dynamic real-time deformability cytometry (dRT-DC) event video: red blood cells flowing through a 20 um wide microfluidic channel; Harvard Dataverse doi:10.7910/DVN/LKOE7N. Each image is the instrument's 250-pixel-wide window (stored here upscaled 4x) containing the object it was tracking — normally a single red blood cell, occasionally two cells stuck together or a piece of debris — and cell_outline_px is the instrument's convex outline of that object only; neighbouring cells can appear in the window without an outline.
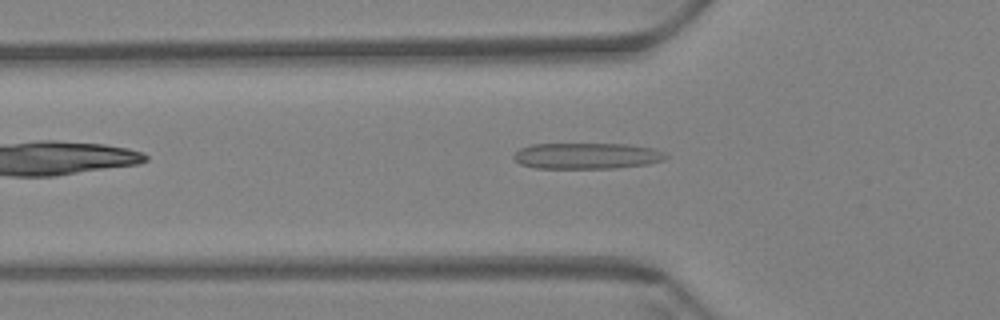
{"species": "Egyptian fruit bat (a non-hibernating species)", "species_latin": "Rousettus aegyptiacus", "temperature_condition": "warm", "stored_images_in_passage": 36, "camera_frame_rate_fps": 3000, "um_per_image_px": 0.085, "animal": {"sex": "female"}, "frame": {"image": 1, "passage_image": 3, "time_ms": 0.667, "image_size_px": [1000, 320], "cell_outline_px": [[668, 156], [664, 160], [648, 164], [616, 168], [536, 168], [520, 164], [512, 156], [520, 148], [532, 144], [628, 144], [652, 148], [664, 152]], "centroid_in_image_um": [49.89, 13.25], "position_along_channel_um": 75.9, "area_um2": 23.12}}
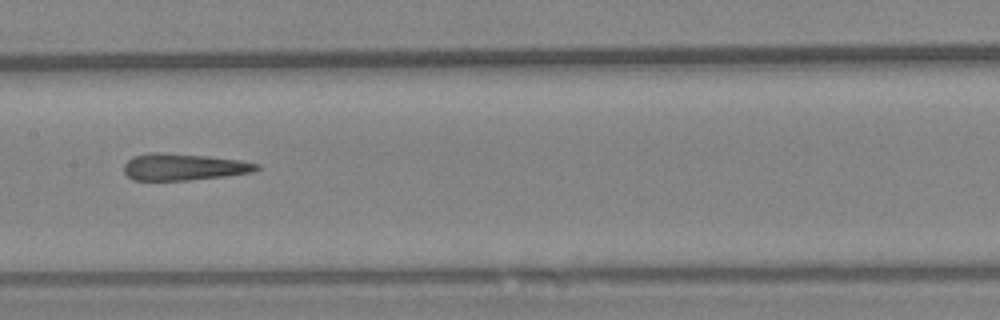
{"frame": {"image": 2, "passage_image": 13, "time_ms": 4.0, "image_size_px": [1000, 320], "cell_outline_px": [[260, 168], [252, 172], [224, 176], [188, 180], [132, 180], [124, 172], [124, 164], [132, 156], [152, 152], [160, 152], [204, 156], [240, 160], [260, 164]], "centroid_in_image_um": [15.59, 14.19], "position_along_channel_um": 191.8, "area_um2": 20.58}}
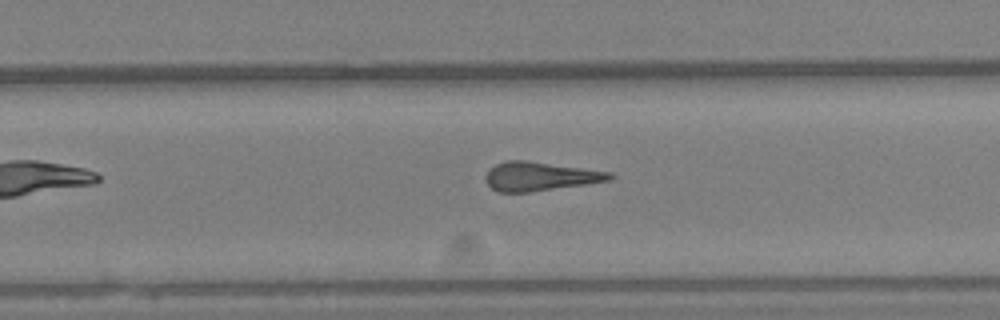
{"frame": {"image": 3, "passage_image": 21, "time_ms": 6.667, "image_size_px": [1000, 320], "cell_outline_px": [[616, 176], [612, 180], [528, 192], [500, 192], [492, 188], [488, 184], [484, 176], [496, 164], [508, 160], [528, 160], [612, 172]], "centroid_in_image_um": [45.94, 14.98], "position_along_channel_um": 283.9, "area_um2": 20.75}, "authors_computed_cell_mechanics": {"area_um2": 20.9525, "velocity_mm_per_s": 3.4698, "shape_relaxation_time_tau1_ms": null, "shape_relaxation_time_tau2_ms": 3.5278, "deformation_change_tau1": null, "deformation_change_tau2": 0.1819}}